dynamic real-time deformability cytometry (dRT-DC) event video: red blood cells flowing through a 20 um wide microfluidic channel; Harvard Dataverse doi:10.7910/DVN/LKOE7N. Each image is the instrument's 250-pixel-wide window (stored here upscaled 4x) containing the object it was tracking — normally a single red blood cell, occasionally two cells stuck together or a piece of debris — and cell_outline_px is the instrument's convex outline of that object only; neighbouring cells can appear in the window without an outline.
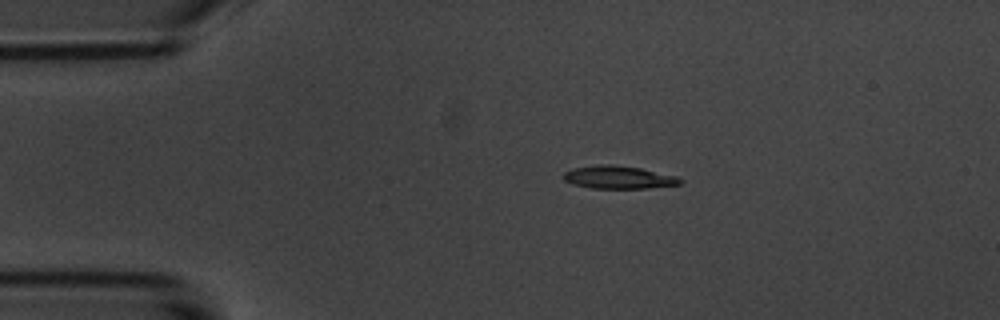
{"species": "common noctule bat (a hibernating species)", "species_latin": "Nyctalus noctula", "temperature_condition": "room temperature", "stored_images_in_passage": 4, "camera_frame_rate_fps": 3000, "um_per_image_px": 0.085, "animal": {"sex": "male", "body_mass_g": 20.1, "forearm_length_mm": 53.5}, "frame": {"image": 1, "passage_image": 2, "time_ms": 1.333, "image_size_px": [1000, 320], "cell_outline_px": [[684, 180], [680, 184], [648, 188], [592, 188], [572, 184], [564, 180], [564, 172], [572, 168], [596, 164], [612, 164], [640, 168], [676, 176]], "centroid_in_image_um": [52.56, 15.06], "position_along_channel_um": 32.4, "area_um2": 15.55}}